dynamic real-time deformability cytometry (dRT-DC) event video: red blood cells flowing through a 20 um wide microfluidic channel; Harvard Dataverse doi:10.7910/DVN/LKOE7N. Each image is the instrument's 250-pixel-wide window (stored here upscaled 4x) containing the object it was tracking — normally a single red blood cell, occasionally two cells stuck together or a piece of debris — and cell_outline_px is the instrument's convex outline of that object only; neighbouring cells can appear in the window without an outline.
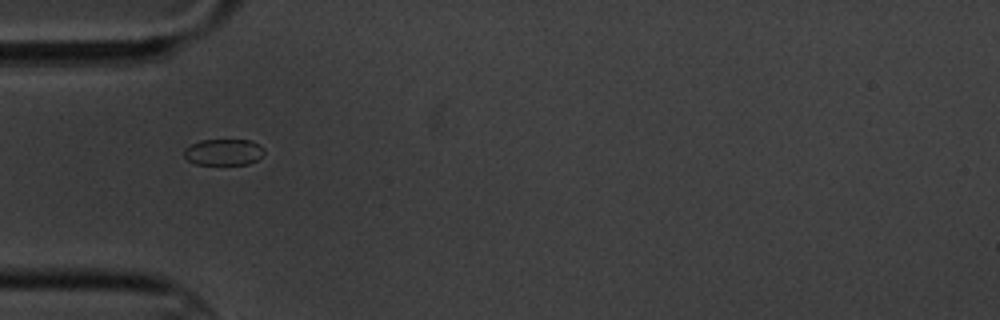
{"species": "common noctule bat (a hibernating species)", "species_latin": "Nyctalus noctula", "temperature_condition": "cold", "stored_images_in_passage": 7, "camera_frame_rate_fps": 3000, "um_per_image_px": 0.085, "animal": {"sex": "male", "body_mass_g": 20.1, "forearm_length_mm": 53.5}, "frame": {"image": 1, "passage_image": 1, "time_ms": 0.0, "image_size_px": [1000, 320], "cell_outline_px": [[264, 156], [248, 164], [196, 164], [188, 160], [184, 156], [184, 148], [200, 140], [252, 140], [260, 144], [264, 148]], "centroid_in_image_um": [19.04, 12.92], "position_along_channel_um": 66.0, "area_um2": 12.37}}
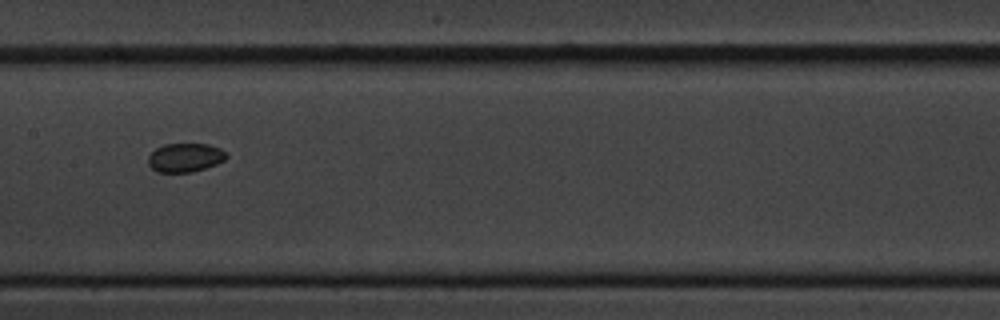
{"frame": {"image": 2, "passage_image": 4, "time_ms": 3.667, "image_size_px": [1000, 320], "cell_outline_px": [[228, 156], [224, 160], [216, 164], [192, 172], [156, 172], [148, 164], [148, 156], [156, 148], [164, 144], [208, 144], [220, 148]], "centroid_in_image_um": [15.71, 13.39], "position_along_channel_um": 191.7, "area_um2": 13.06}}
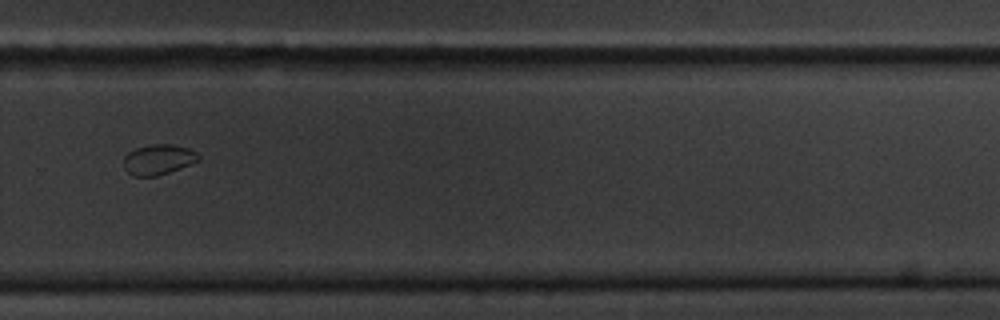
{"frame": {"image": 3, "passage_image": 7, "time_ms": 7.333, "image_size_px": [1000, 320], "cell_outline_px": [[200, 160], [180, 168], [156, 176], [132, 176], [124, 168], [124, 156], [128, 152], [136, 148], [148, 144], [168, 144], [188, 148], [196, 152], [200, 156]], "centroid_in_image_um": [13.44, 13.55], "position_along_channel_um": 316.4, "area_um2": 13.18}}